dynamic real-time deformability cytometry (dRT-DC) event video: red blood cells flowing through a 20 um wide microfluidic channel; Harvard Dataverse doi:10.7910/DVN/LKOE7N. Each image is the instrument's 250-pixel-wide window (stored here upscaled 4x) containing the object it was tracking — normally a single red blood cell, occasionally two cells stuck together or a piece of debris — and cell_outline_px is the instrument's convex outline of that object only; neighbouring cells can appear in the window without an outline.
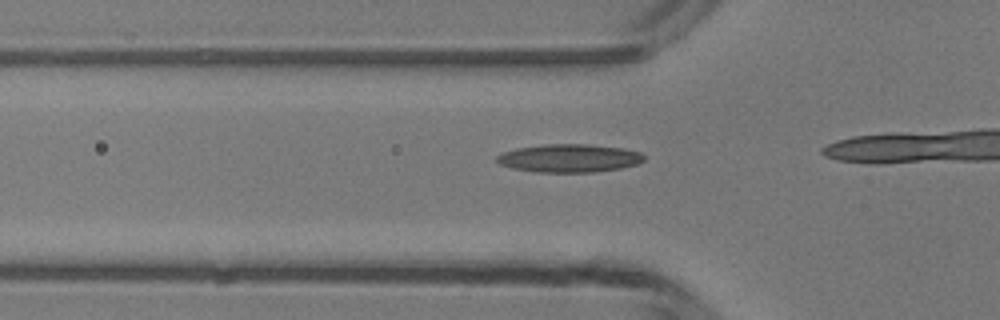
{"species": "common noctule bat (a hibernating species)", "species_latin": "Nyctalus noctula", "temperature_condition": "room temperature", "stored_images_in_passage": 15, "camera_frame_rate_fps": 3000, "um_per_image_px": 0.085, "animal": {"sex": "male", "body_mass_g": 13.3}, "frame": {"image": 1, "passage_image": 11, "time_ms": 3.333, "image_size_px": [1000, 320], "cell_outline_px": [[644, 160], [636, 164], [620, 168], [592, 172], [536, 172], [512, 168], [500, 164], [496, 160], [496, 156], [500, 152], [516, 148], [544, 144], [588, 144], [624, 148], [640, 152], [644, 156]], "centroid_in_image_um": [48.35, 13.44], "position_along_channel_um": 77.5, "area_um2": 24.22}}
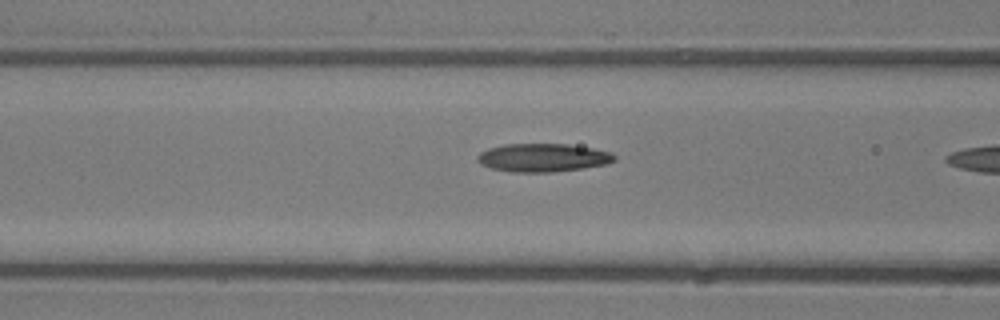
{"frame": {"image": 2, "passage_image": 14, "time_ms": 4.333, "image_size_px": [1000, 320], "cell_outline_px": [[616, 160], [608, 164], [552, 172], [512, 172], [492, 168], [480, 164], [476, 160], [476, 156], [480, 152], [488, 148], [504, 144], [568, 144], [592, 148], [612, 152], [616, 156]], "centroid_in_image_um": [46.14, 13.39], "position_along_channel_um": 120.5, "area_um2": 22.66}}